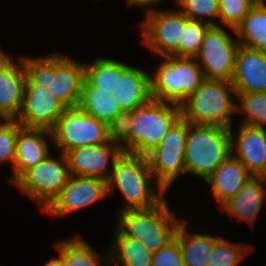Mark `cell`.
<instances>
[{
	"instance_id": "cell-7",
	"label": "cell",
	"mask_w": 266,
	"mask_h": 266,
	"mask_svg": "<svg viewBox=\"0 0 266 266\" xmlns=\"http://www.w3.org/2000/svg\"><path fill=\"white\" fill-rule=\"evenodd\" d=\"M51 131L53 144L63 154L77 147L101 145L110 141L108 125L78 106L67 108Z\"/></svg>"
},
{
	"instance_id": "cell-16",
	"label": "cell",
	"mask_w": 266,
	"mask_h": 266,
	"mask_svg": "<svg viewBox=\"0 0 266 266\" xmlns=\"http://www.w3.org/2000/svg\"><path fill=\"white\" fill-rule=\"evenodd\" d=\"M239 124L237 136L230 128L232 156L253 176H266V129Z\"/></svg>"
},
{
	"instance_id": "cell-33",
	"label": "cell",
	"mask_w": 266,
	"mask_h": 266,
	"mask_svg": "<svg viewBox=\"0 0 266 266\" xmlns=\"http://www.w3.org/2000/svg\"><path fill=\"white\" fill-rule=\"evenodd\" d=\"M174 4L189 19L203 21L210 25H219L212 19L210 20V18L219 20V0H175Z\"/></svg>"
},
{
	"instance_id": "cell-19",
	"label": "cell",
	"mask_w": 266,
	"mask_h": 266,
	"mask_svg": "<svg viewBox=\"0 0 266 266\" xmlns=\"http://www.w3.org/2000/svg\"><path fill=\"white\" fill-rule=\"evenodd\" d=\"M231 83L236 93L266 92V52L240 45Z\"/></svg>"
},
{
	"instance_id": "cell-30",
	"label": "cell",
	"mask_w": 266,
	"mask_h": 266,
	"mask_svg": "<svg viewBox=\"0 0 266 266\" xmlns=\"http://www.w3.org/2000/svg\"><path fill=\"white\" fill-rule=\"evenodd\" d=\"M236 111L245 114L241 124L263 128L266 125V92L237 93Z\"/></svg>"
},
{
	"instance_id": "cell-24",
	"label": "cell",
	"mask_w": 266,
	"mask_h": 266,
	"mask_svg": "<svg viewBox=\"0 0 266 266\" xmlns=\"http://www.w3.org/2000/svg\"><path fill=\"white\" fill-rule=\"evenodd\" d=\"M109 249L110 266H152L153 253L138 240L125 236L116 228Z\"/></svg>"
},
{
	"instance_id": "cell-2",
	"label": "cell",
	"mask_w": 266,
	"mask_h": 266,
	"mask_svg": "<svg viewBox=\"0 0 266 266\" xmlns=\"http://www.w3.org/2000/svg\"><path fill=\"white\" fill-rule=\"evenodd\" d=\"M117 214V228L125 236L138 240L152 253L158 252L175 238L182 221L170 210L166 197L154 207Z\"/></svg>"
},
{
	"instance_id": "cell-38",
	"label": "cell",
	"mask_w": 266,
	"mask_h": 266,
	"mask_svg": "<svg viewBox=\"0 0 266 266\" xmlns=\"http://www.w3.org/2000/svg\"><path fill=\"white\" fill-rule=\"evenodd\" d=\"M161 1L163 0H126L124 4H126L128 7H142V8H146L147 7V12L148 13L150 11L154 10L153 5L157 6L156 4L161 3ZM153 7V8H152Z\"/></svg>"
},
{
	"instance_id": "cell-1",
	"label": "cell",
	"mask_w": 266,
	"mask_h": 266,
	"mask_svg": "<svg viewBox=\"0 0 266 266\" xmlns=\"http://www.w3.org/2000/svg\"><path fill=\"white\" fill-rule=\"evenodd\" d=\"M154 179L146 156L121 152L111 168L107 182L108 195L119 189L124 198L119 212L154 207L165 198L167 192L161 186L154 189L153 182L157 183Z\"/></svg>"
},
{
	"instance_id": "cell-11",
	"label": "cell",
	"mask_w": 266,
	"mask_h": 266,
	"mask_svg": "<svg viewBox=\"0 0 266 266\" xmlns=\"http://www.w3.org/2000/svg\"><path fill=\"white\" fill-rule=\"evenodd\" d=\"M157 8V9H156ZM146 14L142 21L143 43L160 57L178 56L182 29L189 19L180 10L158 9Z\"/></svg>"
},
{
	"instance_id": "cell-28",
	"label": "cell",
	"mask_w": 266,
	"mask_h": 266,
	"mask_svg": "<svg viewBox=\"0 0 266 266\" xmlns=\"http://www.w3.org/2000/svg\"><path fill=\"white\" fill-rule=\"evenodd\" d=\"M26 70L25 87H38L55 95L56 53L44 57H23Z\"/></svg>"
},
{
	"instance_id": "cell-40",
	"label": "cell",
	"mask_w": 266,
	"mask_h": 266,
	"mask_svg": "<svg viewBox=\"0 0 266 266\" xmlns=\"http://www.w3.org/2000/svg\"><path fill=\"white\" fill-rule=\"evenodd\" d=\"M264 201H266V185H265V192H264Z\"/></svg>"
},
{
	"instance_id": "cell-8",
	"label": "cell",
	"mask_w": 266,
	"mask_h": 266,
	"mask_svg": "<svg viewBox=\"0 0 266 266\" xmlns=\"http://www.w3.org/2000/svg\"><path fill=\"white\" fill-rule=\"evenodd\" d=\"M60 158L50 154L40 163L27 170L15 183L20 192L39 203L45 210L62 191L71 176L65 154Z\"/></svg>"
},
{
	"instance_id": "cell-23",
	"label": "cell",
	"mask_w": 266,
	"mask_h": 266,
	"mask_svg": "<svg viewBox=\"0 0 266 266\" xmlns=\"http://www.w3.org/2000/svg\"><path fill=\"white\" fill-rule=\"evenodd\" d=\"M186 225L187 222L182 219L176 231L183 262L185 266H206L213 253L215 241L219 237L205 233H190Z\"/></svg>"
},
{
	"instance_id": "cell-22",
	"label": "cell",
	"mask_w": 266,
	"mask_h": 266,
	"mask_svg": "<svg viewBox=\"0 0 266 266\" xmlns=\"http://www.w3.org/2000/svg\"><path fill=\"white\" fill-rule=\"evenodd\" d=\"M265 185L266 176H251L237 195L221 208L238 220H245L253 225L265 202Z\"/></svg>"
},
{
	"instance_id": "cell-4",
	"label": "cell",
	"mask_w": 266,
	"mask_h": 266,
	"mask_svg": "<svg viewBox=\"0 0 266 266\" xmlns=\"http://www.w3.org/2000/svg\"><path fill=\"white\" fill-rule=\"evenodd\" d=\"M232 155L230 129L189 122L186 146V174L205 180Z\"/></svg>"
},
{
	"instance_id": "cell-21",
	"label": "cell",
	"mask_w": 266,
	"mask_h": 266,
	"mask_svg": "<svg viewBox=\"0 0 266 266\" xmlns=\"http://www.w3.org/2000/svg\"><path fill=\"white\" fill-rule=\"evenodd\" d=\"M84 81L85 63L57 53L55 97L67 108L77 107Z\"/></svg>"
},
{
	"instance_id": "cell-26",
	"label": "cell",
	"mask_w": 266,
	"mask_h": 266,
	"mask_svg": "<svg viewBox=\"0 0 266 266\" xmlns=\"http://www.w3.org/2000/svg\"><path fill=\"white\" fill-rule=\"evenodd\" d=\"M78 236L55 243L63 266H110L109 250L105 253L103 263L94 248Z\"/></svg>"
},
{
	"instance_id": "cell-39",
	"label": "cell",
	"mask_w": 266,
	"mask_h": 266,
	"mask_svg": "<svg viewBox=\"0 0 266 266\" xmlns=\"http://www.w3.org/2000/svg\"><path fill=\"white\" fill-rule=\"evenodd\" d=\"M44 266H63L62 265V260L60 257H51V259L44 264Z\"/></svg>"
},
{
	"instance_id": "cell-32",
	"label": "cell",
	"mask_w": 266,
	"mask_h": 266,
	"mask_svg": "<svg viewBox=\"0 0 266 266\" xmlns=\"http://www.w3.org/2000/svg\"><path fill=\"white\" fill-rule=\"evenodd\" d=\"M210 26L203 21L188 19L182 29V41H179V57H196Z\"/></svg>"
},
{
	"instance_id": "cell-25",
	"label": "cell",
	"mask_w": 266,
	"mask_h": 266,
	"mask_svg": "<svg viewBox=\"0 0 266 266\" xmlns=\"http://www.w3.org/2000/svg\"><path fill=\"white\" fill-rule=\"evenodd\" d=\"M235 31L241 46L266 52V1H257Z\"/></svg>"
},
{
	"instance_id": "cell-14",
	"label": "cell",
	"mask_w": 266,
	"mask_h": 266,
	"mask_svg": "<svg viewBox=\"0 0 266 266\" xmlns=\"http://www.w3.org/2000/svg\"><path fill=\"white\" fill-rule=\"evenodd\" d=\"M0 49V119L16 120L24 103L26 70Z\"/></svg>"
},
{
	"instance_id": "cell-15",
	"label": "cell",
	"mask_w": 266,
	"mask_h": 266,
	"mask_svg": "<svg viewBox=\"0 0 266 266\" xmlns=\"http://www.w3.org/2000/svg\"><path fill=\"white\" fill-rule=\"evenodd\" d=\"M66 109L50 91L25 87L23 107L16 120L22 127L52 130Z\"/></svg>"
},
{
	"instance_id": "cell-34",
	"label": "cell",
	"mask_w": 266,
	"mask_h": 266,
	"mask_svg": "<svg viewBox=\"0 0 266 266\" xmlns=\"http://www.w3.org/2000/svg\"><path fill=\"white\" fill-rule=\"evenodd\" d=\"M257 0H219V21L233 33Z\"/></svg>"
},
{
	"instance_id": "cell-27",
	"label": "cell",
	"mask_w": 266,
	"mask_h": 266,
	"mask_svg": "<svg viewBox=\"0 0 266 266\" xmlns=\"http://www.w3.org/2000/svg\"><path fill=\"white\" fill-rule=\"evenodd\" d=\"M78 107L107 125L121 111L110 93L99 91V88L91 87L86 81L83 83Z\"/></svg>"
},
{
	"instance_id": "cell-35",
	"label": "cell",
	"mask_w": 266,
	"mask_h": 266,
	"mask_svg": "<svg viewBox=\"0 0 266 266\" xmlns=\"http://www.w3.org/2000/svg\"><path fill=\"white\" fill-rule=\"evenodd\" d=\"M18 136L17 120H0V164L15 162L16 140Z\"/></svg>"
},
{
	"instance_id": "cell-12",
	"label": "cell",
	"mask_w": 266,
	"mask_h": 266,
	"mask_svg": "<svg viewBox=\"0 0 266 266\" xmlns=\"http://www.w3.org/2000/svg\"><path fill=\"white\" fill-rule=\"evenodd\" d=\"M108 196L107 182L71 174L67 184L44 212L54 217L65 216Z\"/></svg>"
},
{
	"instance_id": "cell-5",
	"label": "cell",
	"mask_w": 266,
	"mask_h": 266,
	"mask_svg": "<svg viewBox=\"0 0 266 266\" xmlns=\"http://www.w3.org/2000/svg\"><path fill=\"white\" fill-rule=\"evenodd\" d=\"M181 117V106L151 99L133 111L130 135L120 146L121 151L146 156Z\"/></svg>"
},
{
	"instance_id": "cell-31",
	"label": "cell",
	"mask_w": 266,
	"mask_h": 266,
	"mask_svg": "<svg viewBox=\"0 0 266 266\" xmlns=\"http://www.w3.org/2000/svg\"><path fill=\"white\" fill-rule=\"evenodd\" d=\"M251 250L246 244L231 243L219 237L206 266H237Z\"/></svg>"
},
{
	"instance_id": "cell-3",
	"label": "cell",
	"mask_w": 266,
	"mask_h": 266,
	"mask_svg": "<svg viewBox=\"0 0 266 266\" xmlns=\"http://www.w3.org/2000/svg\"><path fill=\"white\" fill-rule=\"evenodd\" d=\"M237 93L231 82L205 79L181 105L182 117L195 125L231 128Z\"/></svg>"
},
{
	"instance_id": "cell-20",
	"label": "cell",
	"mask_w": 266,
	"mask_h": 266,
	"mask_svg": "<svg viewBox=\"0 0 266 266\" xmlns=\"http://www.w3.org/2000/svg\"><path fill=\"white\" fill-rule=\"evenodd\" d=\"M251 176L246 166L231 155L204 181L212 188L213 197L221 208L237 195Z\"/></svg>"
},
{
	"instance_id": "cell-17",
	"label": "cell",
	"mask_w": 266,
	"mask_h": 266,
	"mask_svg": "<svg viewBox=\"0 0 266 266\" xmlns=\"http://www.w3.org/2000/svg\"><path fill=\"white\" fill-rule=\"evenodd\" d=\"M149 73L118 61V85L111 95L121 111H134L151 99Z\"/></svg>"
},
{
	"instance_id": "cell-10",
	"label": "cell",
	"mask_w": 266,
	"mask_h": 266,
	"mask_svg": "<svg viewBox=\"0 0 266 266\" xmlns=\"http://www.w3.org/2000/svg\"><path fill=\"white\" fill-rule=\"evenodd\" d=\"M220 25H211L205 35L196 60L207 80H224L232 82L236 54L240 46Z\"/></svg>"
},
{
	"instance_id": "cell-37",
	"label": "cell",
	"mask_w": 266,
	"mask_h": 266,
	"mask_svg": "<svg viewBox=\"0 0 266 266\" xmlns=\"http://www.w3.org/2000/svg\"><path fill=\"white\" fill-rule=\"evenodd\" d=\"M152 266H185L176 236L165 247L153 253Z\"/></svg>"
},
{
	"instance_id": "cell-18",
	"label": "cell",
	"mask_w": 266,
	"mask_h": 266,
	"mask_svg": "<svg viewBox=\"0 0 266 266\" xmlns=\"http://www.w3.org/2000/svg\"><path fill=\"white\" fill-rule=\"evenodd\" d=\"M46 137L53 140L52 131L41 128H26L18 123L15 162L11 183H15L27 170L43 161L49 154Z\"/></svg>"
},
{
	"instance_id": "cell-9",
	"label": "cell",
	"mask_w": 266,
	"mask_h": 266,
	"mask_svg": "<svg viewBox=\"0 0 266 266\" xmlns=\"http://www.w3.org/2000/svg\"><path fill=\"white\" fill-rule=\"evenodd\" d=\"M189 121L181 117L159 145L146 155L157 186L170 188L175 179L186 174L185 146Z\"/></svg>"
},
{
	"instance_id": "cell-6",
	"label": "cell",
	"mask_w": 266,
	"mask_h": 266,
	"mask_svg": "<svg viewBox=\"0 0 266 266\" xmlns=\"http://www.w3.org/2000/svg\"><path fill=\"white\" fill-rule=\"evenodd\" d=\"M205 80L196 57L167 56L150 76L151 97L181 106Z\"/></svg>"
},
{
	"instance_id": "cell-13",
	"label": "cell",
	"mask_w": 266,
	"mask_h": 266,
	"mask_svg": "<svg viewBox=\"0 0 266 266\" xmlns=\"http://www.w3.org/2000/svg\"><path fill=\"white\" fill-rule=\"evenodd\" d=\"M118 144L109 141L101 145L77 147L65 153L72 175L101 179L108 182L115 159L121 154Z\"/></svg>"
},
{
	"instance_id": "cell-29",
	"label": "cell",
	"mask_w": 266,
	"mask_h": 266,
	"mask_svg": "<svg viewBox=\"0 0 266 266\" xmlns=\"http://www.w3.org/2000/svg\"><path fill=\"white\" fill-rule=\"evenodd\" d=\"M85 81L91 87L112 95L118 85V61L96 57L92 63H85Z\"/></svg>"
},
{
	"instance_id": "cell-36",
	"label": "cell",
	"mask_w": 266,
	"mask_h": 266,
	"mask_svg": "<svg viewBox=\"0 0 266 266\" xmlns=\"http://www.w3.org/2000/svg\"><path fill=\"white\" fill-rule=\"evenodd\" d=\"M133 123V111H120L108 124L110 141L121 146L130 135Z\"/></svg>"
}]
</instances>
